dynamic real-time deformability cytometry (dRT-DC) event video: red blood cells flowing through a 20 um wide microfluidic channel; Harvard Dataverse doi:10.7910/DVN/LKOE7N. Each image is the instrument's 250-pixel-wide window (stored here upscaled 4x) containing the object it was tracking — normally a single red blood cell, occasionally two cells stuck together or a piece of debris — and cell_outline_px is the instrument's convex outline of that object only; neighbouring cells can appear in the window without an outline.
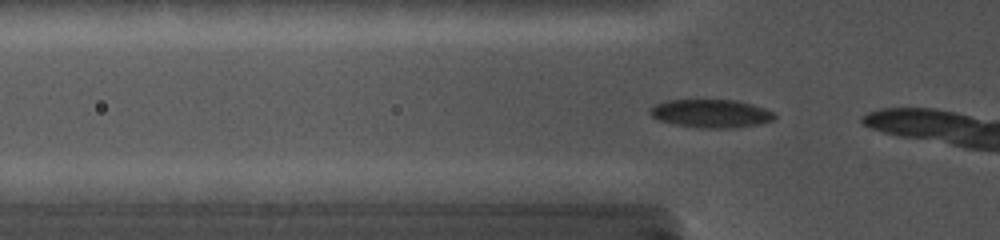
{"species": "common noctule bat (a hibernating species)", "species_latin": "Nyctalus noctula", "temperature_condition": "cold", "stored_images_in_passage": 7, "camera_frame_rate_fps": 5000, "um_per_image_px": 0.085, "animal": {"sex": "female", "body_mass_g": 19.0, "forearm_length_mm": 56.7}, "frame": {"image": 1, "passage_image": 2, "time_ms": 0.2, "image_size_px": [1000, 240], "cell_outline_px": [[776, 116], [772, 120], [756, 124], [728, 128], [700, 128], [676, 124], [660, 120], [652, 116], [648, 112], [648, 108], [664, 100], [736, 100], [752, 104], [764, 108], [772, 112]], "centroid_in_image_um": [60.38, 9.63], "position_along_channel_um": 65.4, "area_um2": 20.29}}